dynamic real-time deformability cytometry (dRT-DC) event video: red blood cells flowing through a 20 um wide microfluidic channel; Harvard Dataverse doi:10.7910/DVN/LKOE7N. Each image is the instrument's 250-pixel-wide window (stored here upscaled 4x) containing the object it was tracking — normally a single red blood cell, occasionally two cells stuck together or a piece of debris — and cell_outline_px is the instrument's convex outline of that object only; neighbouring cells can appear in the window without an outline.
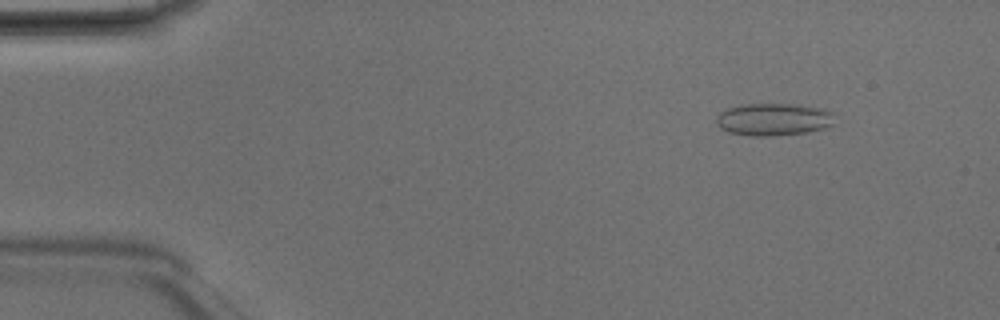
{"species": "Egyptian fruit bat (a non-hibernating species)", "species_latin": "Rousettus aegyptiacus", "temperature_condition": "room temperature", "stored_images_in_passage": 48, "camera_frame_rate_fps": 3000, "um_per_image_px": 0.085, "animal": {"sex": "male"}, "frame": {"image": 1, "passage_image": 6, "time_ms": 1.667, "image_size_px": [1000, 320], "cell_outline_px": [[832, 124], [824, 128], [808, 132], [772, 136], [748, 136], [728, 132], [720, 128], [716, 124], [716, 116], [720, 112], [728, 108], [740, 104], [800, 104], [820, 108], [832, 112]], "centroid_in_image_um": [65.69, 10.15], "position_along_channel_um": 19.3, "area_um2": 22.48}}
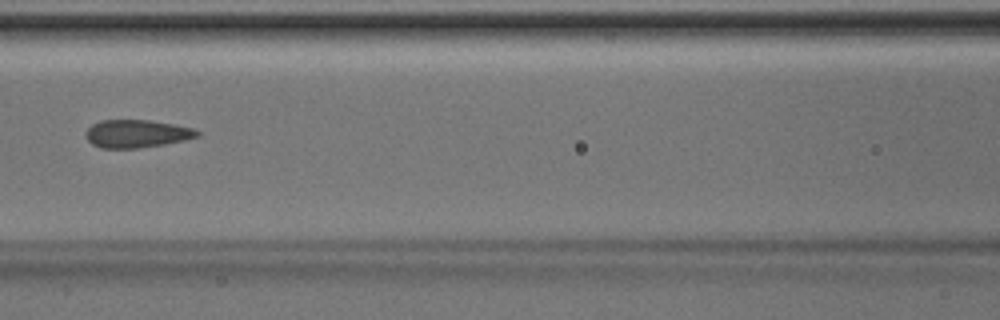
{"frame": {"image": 2, "passage_image": 22, "time_ms": 7.0, "image_size_px": [1000, 320], "cell_outline_px": [[200, 136], [184, 140], [164, 144], [136, 148], [100, 148], [92, 144], [84, 136], [84, 132], [92, 124], [100, 120], [148, 120], [176, 124], [196, 128], [200, 132]], "centroid_in_image_um": [11.62, 11.35], "position_along_channel_um": 155.0, "area_um2": 18.32}}
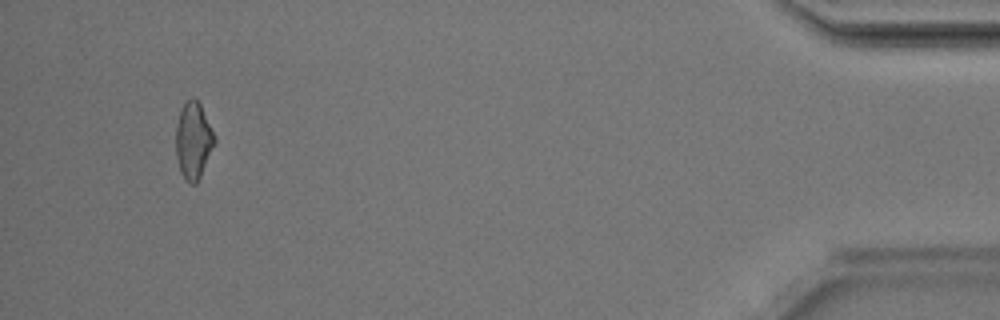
{"frame": {"image": 3, "passage_image": 46, "time_ms": 15.0, "image_size_px": [1000, 320], "cell_outline_px": [[216, 140], [200, 176], [196, 184], [188, 184], [180, 172], [176, 156], [176, 124], [180, 108], [184, 100], [192, 96], [196, 96], [216, 136]], "centroid_in_image_um": [16.42, 11.89], "position_along_channel_um": 418.8, "area_um2": 17.57}, "authors_computed_cell_mechanics": {"area_um2": 18.3804, "velocity_mm_per_s": 4.2028, "shape_relaxation_time_tau1_ms": 7.9786, "shape_relaxation_time_tau2_ms": 1.3267, "deformation_change_tau1": 0.1353, "deformation_change_tau2": 0.0668}}